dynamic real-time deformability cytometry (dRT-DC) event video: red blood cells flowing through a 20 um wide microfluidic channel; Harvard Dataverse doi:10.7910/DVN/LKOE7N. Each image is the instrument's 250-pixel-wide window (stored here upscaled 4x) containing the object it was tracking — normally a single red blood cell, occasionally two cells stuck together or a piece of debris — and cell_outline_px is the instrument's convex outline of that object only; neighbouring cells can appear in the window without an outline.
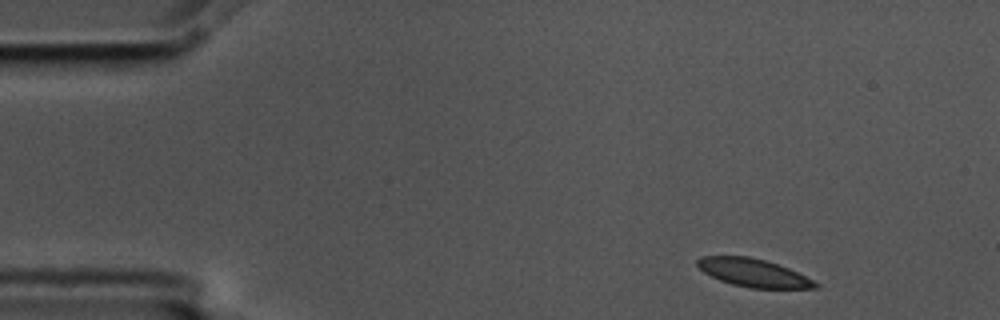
{"species": "common noctule bat (a hibernating species)", "species_latin": "Nyctalus noctula", "temperature_condition": "cold", "stored_images_in_passage": 7, "camera_frame_rate_fps": 3000, "um_per_image_px": 0.085, "animal": {"sex": "male", "body_mass_g": 17.5, "forearm_length_mm": 52.3}, "frame": {"image": 1, "passage_image": 1, "time_ms": 0.0, "image_size_px": [1000, 320], "cell_outline_px": [[820, 288], [752, 288], [732, 284], [720, 280], [704, 272], [696, 264], [696, 260], [700, 256], [748, 256], [764, 260], [788, 268], [820, 284]], "centroid_in_image_um": [64.02, 23.18], "position_along_channel_um": 21.0, "area_um2": 19.02}}
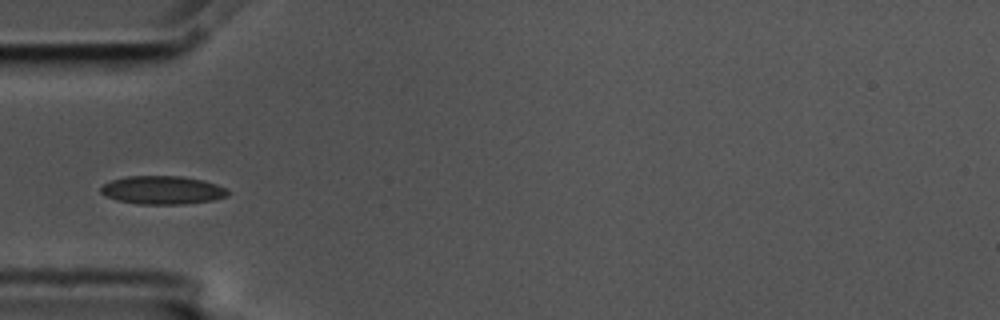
{"frame": {"image": 2, "passage_image": 4, "time_ms": 1.0, "image_size_px": [1000, 320], "cell_outline_px": [[232, 192], [228, 196], [212, 200], [184, 204], [136, 204], [116, 200], [104, 196], [100, 192], [100, 188], [104, 184], [112, 180], [128, 176], [180, 176], [204, 180], [228, 188]], "centroid_in_image_um": [13.83, 16.16], "position_along_channel_um": 71.2, "area_um2": 21.21}}